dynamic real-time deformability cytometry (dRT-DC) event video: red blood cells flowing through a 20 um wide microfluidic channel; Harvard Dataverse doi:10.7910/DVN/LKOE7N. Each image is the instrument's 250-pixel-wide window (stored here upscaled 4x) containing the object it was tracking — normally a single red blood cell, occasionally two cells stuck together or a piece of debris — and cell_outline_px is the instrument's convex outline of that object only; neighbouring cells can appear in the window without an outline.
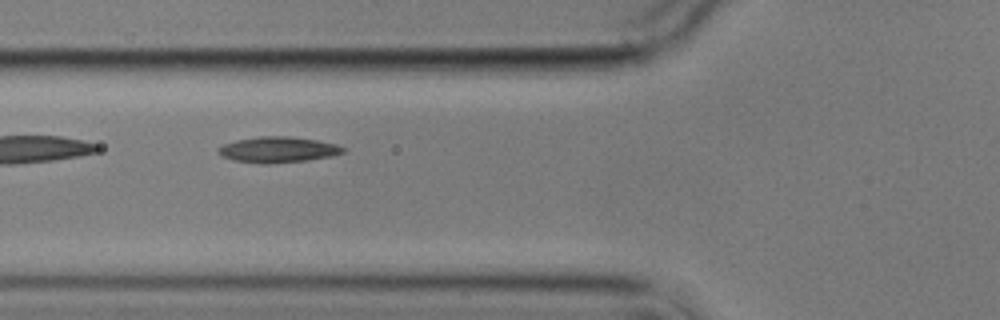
{"species": "common noctule bat (a hibernating species)", "species_latin": "Nyctalus noctula", "temperature_condition": "cold", "stored_images_in_passage": 14, "camera_frame_rate_fps": 3000, "um_per_image_px": 0.085, "animal": {"sex": "male", "body_mass_g": 17.9}, "frame": {"image": 1, "passage_image": 5, "time_ms": 5.333, "image_size_px": [1000, 320], "cell_outline_px": [[344, 152], [332, 156], [308, 160], [268, 164], [260, 164], [232, 160], [220, 156], [216, 152], [216, 148], [224, 144], [236, 140], [260, 136], [288, 136], [316, 140], [336, 144], [344, 148]], "centroid_in_image_um": [23.56, 12.73], "position_along_channel_um": 102.2, "area_um2": 18.9}}
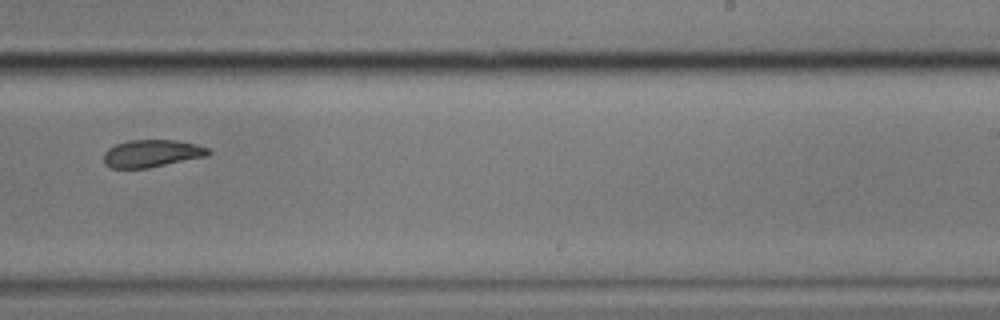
{"frame": {"image": 2, "passage_image": 9, "time_ms": 10.333, "image_size_px": [1000, 320], "cell_outline_px": [[212, 152], [208, 156], [148, 168], [112, 168], [104, 164], [104, 152], [108, 148], [116, 144], [128, 140], [172, 140], [196, 144], [208, 148]], "centroid_in_image_um": [12.9, 13.04], "position_along_channel_um": 276.1, "area_um2": 16.76}}
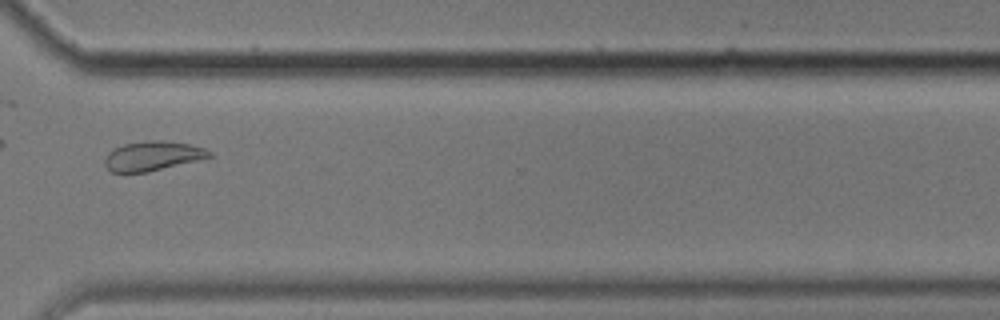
{"frame": {"image": 3, "passage_image": 11, "time_ms": 12.667, "image_size_px": [1000, 320], "cell_outline_px": [[212, 156], [148, 172], [112, 172], [104, 164], [104, 160], [108, 152], [124, 144], [144, 140], [160, 140], [188, 144], [204, 148], [212, 152]], "centroid_in_image_um": [12.94, 13.25], "position_along_channel_um": 357.7, "area_um2": 17.69}, "authors_computed_cell_mechanics": {"area_um2": 18.3226, "velocity_mm_per_s": 3.4667, "shape_relaxation_time_tau1_ms": null, "shape_relaxation_time_tau2_ms": 2.1577, "deformation_change_tau1": null, "deformation_change_tau2": 0.0689}}